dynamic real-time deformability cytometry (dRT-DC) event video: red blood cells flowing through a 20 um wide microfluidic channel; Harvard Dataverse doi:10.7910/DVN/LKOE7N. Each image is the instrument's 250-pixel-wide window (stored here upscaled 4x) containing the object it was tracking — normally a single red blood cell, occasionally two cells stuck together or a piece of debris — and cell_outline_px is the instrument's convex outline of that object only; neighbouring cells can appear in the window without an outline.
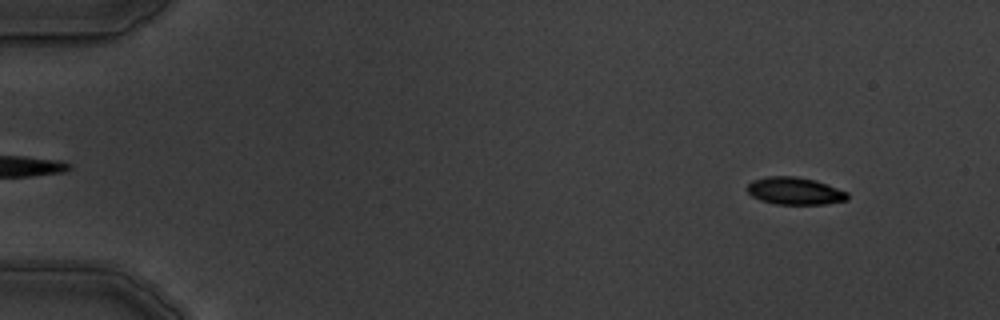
{"species": "common noctule bat (a hibernating species)", "species_latin": "Nyctalus noctula", "temperature_condition": "warm", "stored_images_in_passage": 6, "segment_of_instrument_passage": [2, 2], "camera_frame_rate_fps": 3000, "um_per_image_px": 0.085, "animal": {"sex": "male", "body_mass_g": 19.5, "forearm_length_mm": 54.6}, "frame": {"image": 1, "passage_image": 6, "time_ms": 6.667, "image_size_px": [1000, 320], "cell_outline_px": [[848, 200], [824, 204], [776, 204], [760, 200], [752, 196], [748, 192], [748, 184], [752, 180], [764, 176], [796, 176], [816, 180], [828, 184], [848, 192]], "centroid_in_image_um": [67.57, 16.22], "position_along_channel_um": 17.4, "area_um2": 16.13}}